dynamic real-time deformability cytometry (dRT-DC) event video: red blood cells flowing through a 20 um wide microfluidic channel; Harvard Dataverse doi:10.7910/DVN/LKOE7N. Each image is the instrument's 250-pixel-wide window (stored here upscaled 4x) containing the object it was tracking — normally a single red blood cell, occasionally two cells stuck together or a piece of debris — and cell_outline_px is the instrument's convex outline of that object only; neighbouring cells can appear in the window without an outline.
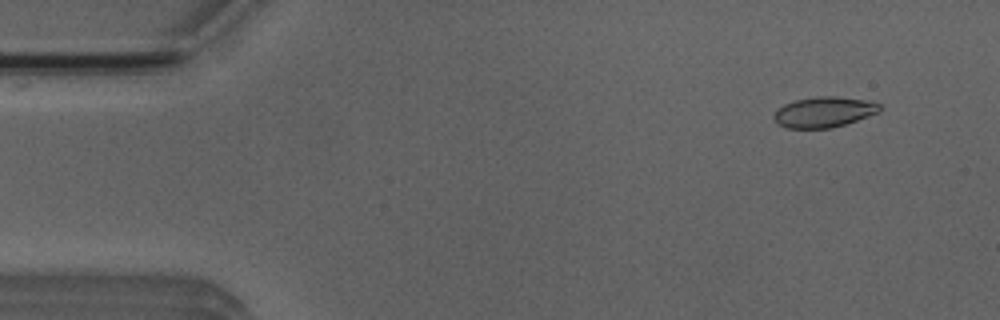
{"species": "Egyptian fruit bat (a non-hibernating species)", "species_latin": "Rousettus aegyptiacus", "temperature_condition": "room temperature", "stored_images_in_passage": 33, "camera_frame_rate_fps": 3000, "um_per_image_px": 0.085, "animal": {"sex": "male"}, "frame": {"image": 1, "passage_image": 1, "time_ms": 0.0, "image_size_px": [1000, 320], "cell_outline_px": [[880, 112], [832, 128], [784, 128], [776, 124], [772, 116], [784, 104], [796, 100], [816, 96], [836, 96], [864, 100], [880, 104]], "centroid_in_image_um": [70.0, 9.53], "position_along_channel_um": 15.0, "area_um2": 18.73}}
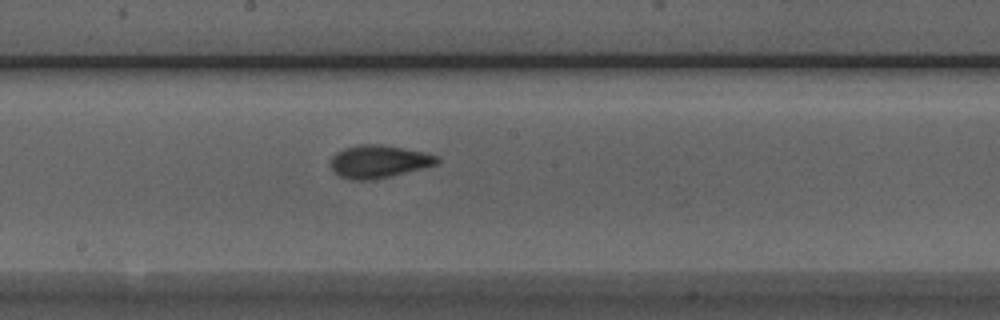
{"frame": {"image": 2, "passage_image": 24, "time_ms": 7.667, "image_size_px": [1000, 320], "cell_outline_px": [[440, 160], [436, 164], [388, 176], [368, 180], [348, 180], [340, 176], [332, 168], [332, 156], [336, 152], [344, 148], [360, 144], [376, 144], [424, 152], [436, 156]], "centroid_in_image_um": [32.14, 13.72], "position_along_channel_um": 216.1, "area_um2": 19.71}}
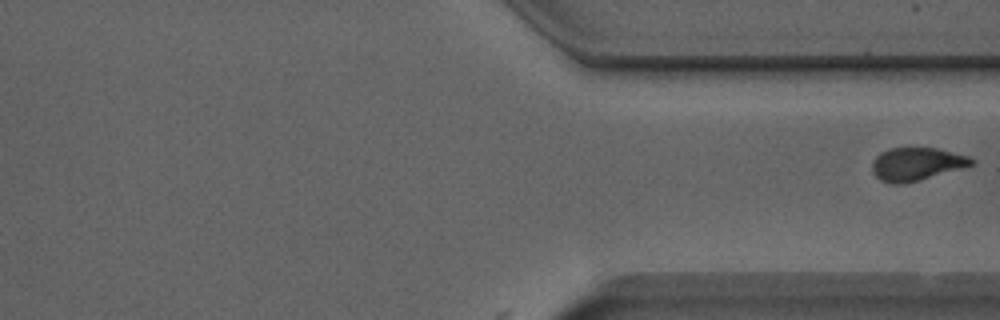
{"frame": {"image": 3, "passage_image": 33, "time_ms": 10.667, "image_size_px": [1000, 320], "cell_outline_px": [[976, 164], [904, 184], [892, 184], [880, 180], [872, 172], [872, 160], [880, 152], [888, 148], [936, 148], [968, 156], [976, 160]], "centroid_in_image_um": [77.88, 13.94], "position_along_channel_um": 333.5, "area_um2": 19.13}}